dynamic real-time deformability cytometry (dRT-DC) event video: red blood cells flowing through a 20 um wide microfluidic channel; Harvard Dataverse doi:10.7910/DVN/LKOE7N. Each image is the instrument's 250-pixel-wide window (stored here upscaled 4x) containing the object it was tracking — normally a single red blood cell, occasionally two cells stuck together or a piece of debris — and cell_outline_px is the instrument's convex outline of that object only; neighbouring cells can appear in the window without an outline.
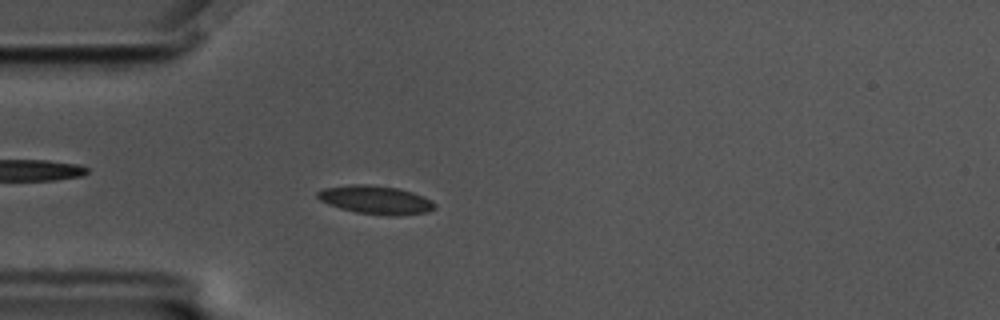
{"species": "common noctule bat (a hibernating species)", "species_latin": "Nyctalus noctula", "temperature_condition": "cold", "stored_images_in_passage": 54, "camera_frame_rate_fps": 3000, "um_per_image_px": 0.085, "animal": {"sex": "male", "body_mass_g": 17.5, "forearm_length_mm": 52.3}, "frame": {"image": 1, "passage_image": 12, "time_ms": 3.667, "image_size_px": [1000, 320], "cell_outline_px": [[436, 208], [428, 212], [356, 212], [340, 208], [328, 204], [320, 200], [316, 196], [316, 192], [324, 188], [352, 184], [364, 184], [396, 188], [412, 192], [424, 196], [432, 200], [436, 204]], "centroid_in_image_um": [31.87, 16.92], "position_along_channel_um": 53.1, "area_um2": 18.32}}
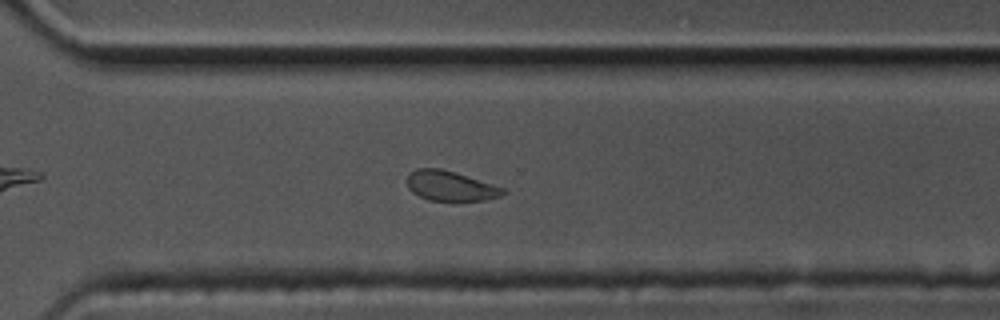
{"frame": {"image": 2, "passage_image": 37, "time_ms": 12.0, "image_size_px": [1000, 320], "cell_outline_px": [[504, 192], [500, 196], [488, 200], [456, 204], [452, 204], [428, 200], [412, 192], [408, 188], [408, 172], [416, 168], [440, 168], [456, 172], [504, 188]], "centroid_in_image_um": [38.28, 15.86], "position_along_channel_um": 332.3, "area_um2": 17.51}}
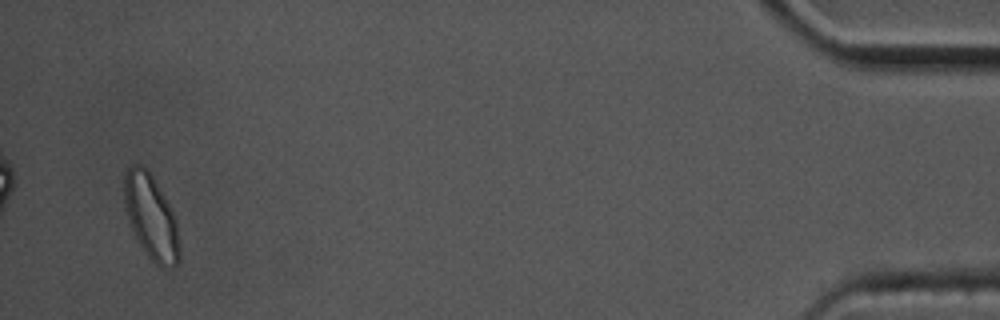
{"frame": {"image": 3, "passage_image": 52, "time_ms": 17.0, "image_size_px": [1000, 320], "cell_outline_px": [[180, 260], [172, 268], [160, 268], [144, 252], [136, 240], [128, 220], [124, 200], [124, 176], [128, 168], [132, 164], [140, 164], [148, 168], [164, 196], [176, 220], [180, 248]], "centroid_in_image_um": [12.84, 18.47], "position_along_channel_um": 422.4, "area_um2": 27.46}, "authors_computed_cell_mechanics": {"area_um2": 18.3226, "velocity_mm_per_s": 3.4421, "shape_relaxation_time_tau1_ms": 5.1239, "shape_relaxation_time_tau2_ms": 1.9983, "deformation_change_tau1": 0.1088, "deformation_change_tau2": 0.0402}}